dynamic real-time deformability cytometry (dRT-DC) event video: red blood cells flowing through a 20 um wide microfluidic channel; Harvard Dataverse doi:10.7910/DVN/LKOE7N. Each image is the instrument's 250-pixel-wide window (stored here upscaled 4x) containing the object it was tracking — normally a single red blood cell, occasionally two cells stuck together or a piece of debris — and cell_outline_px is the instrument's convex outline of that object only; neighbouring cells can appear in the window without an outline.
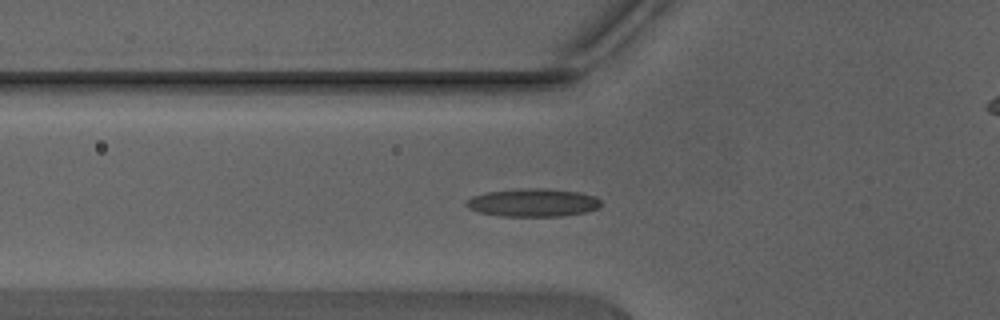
{"species": "Egyptian fruit bat (a non-hibernating species)", "species_latin": "Rousettus aegyptiacus", "temperature_condition": "warm", "stored_images_in_passage": 48, "camera_frame_rate_fps": 3000, "um_per_image_px": 0.085, "animal": {"sex": "male"}, "frame": {"image": 1, "passage_image": 17, "time_ms": 5.333, "image_size_px": [1000, 320], "cell_outline_px": [[600, 208], [588, 212], [564, 216], [500, 216], [480, 212], [468, 208], [464, 204], [464, 200], [472, 196], [488, 192], [520, 188], [548, 188], [576, 192], [596, 196], [600, 200]], "centroid_in_image_um": [45.3, 17.22], "position_along_channel_um": 80.5, "area_um2": 22.25}}
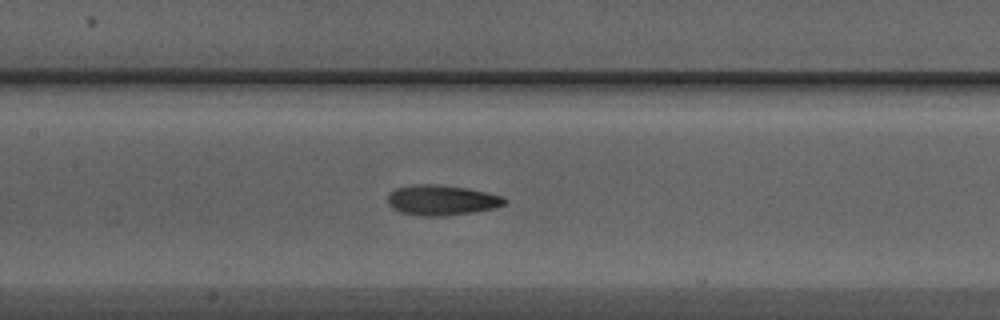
{"frame": {"image": 2, "passage_image": 23, "time_ms": 7.333, "image_size_px": [1000, 320], "cell_outline_px": [[508, 200], [504, 204], [496, 208], [472, 212], [444, 216], [424, 216], [400, 212], [392, 208], [388, 204], [388, 192], [396, 188], [412, 184], [436, 184], [468, 188], [504, 196]], "centroid_in_image_um": [37.54, 17.0], "position_along_channel_um": 169.9, "area_um2": 20.81}}
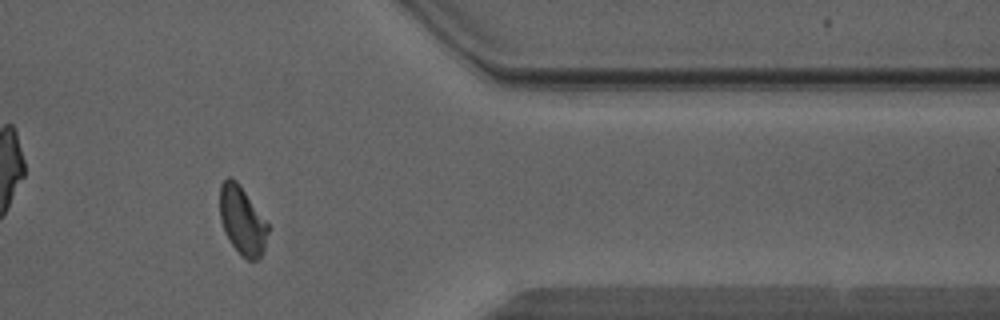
{"frame": {"image": 3, "passage_image": 39, "time_ms": 12.667, "image_size_px": [1000, 320], "cell_outline_px": [[268, 232], [264, 248], [260, 256], [256, 260], [248, 260], [240, 256], [224, 232], [220, 220], [220, 184], [228, 176], [232, 176], [240, 184], [268, 224]], "centroid_in_image_um": [20.57, 18.73], "position_along_channel_um": 390.8, "area_um2": 19.19}, "authors_computed_cell_mechanics": {"area_um2": 19.5364, "velocity_mm_per_s": 4.4382, "shape_relaxation_time_tau1_ms": 5.9553, "shape_relaxation_time_tau2_ms": 2.1774, "deformation_change_tau1": 0.1967, "deformation_change_tau2": 0.0842}}